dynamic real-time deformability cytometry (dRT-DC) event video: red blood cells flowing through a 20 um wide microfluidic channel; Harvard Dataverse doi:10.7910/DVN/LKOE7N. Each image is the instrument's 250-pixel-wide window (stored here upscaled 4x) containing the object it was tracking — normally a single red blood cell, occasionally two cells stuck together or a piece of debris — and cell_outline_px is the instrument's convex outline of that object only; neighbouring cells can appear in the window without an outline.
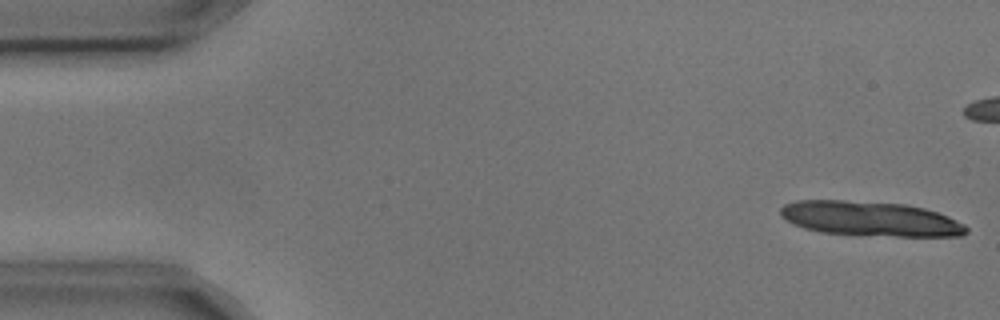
{"species": "common noctule bat (a hibernating species)", "species_latin": "Nyctalus noctula", "temperature_condition": "cold", "stored_images_in_passage": 5, "segment_of_instrument_passage": [2, 2], "camera_frame_rate_fps": 3000, "um_per_image_px": 0.085, "animal": {"sex": "male", "body_mass_g": 17.9, "forearm_length_mm": 54.2}, "frame": {"image": 1, "passage_image": 5, "time_ms": 1.333, "image_size_px": [1000, 320], "cell_outline_px": [[968, 232], [964, 236], [896, 236], [820, 232], [804, 228], [792, 224], [784, 220], [780, 216], [780, 208], [784, 204], [796, 200], [844, 200], [908, 204], [924, 208], [948, 216], [964, 224], [968, 228]], "centroid_in_image_um": [73.96, 18.58], "position_along_channel_um": 11.0, "area_um2": 37.74}}